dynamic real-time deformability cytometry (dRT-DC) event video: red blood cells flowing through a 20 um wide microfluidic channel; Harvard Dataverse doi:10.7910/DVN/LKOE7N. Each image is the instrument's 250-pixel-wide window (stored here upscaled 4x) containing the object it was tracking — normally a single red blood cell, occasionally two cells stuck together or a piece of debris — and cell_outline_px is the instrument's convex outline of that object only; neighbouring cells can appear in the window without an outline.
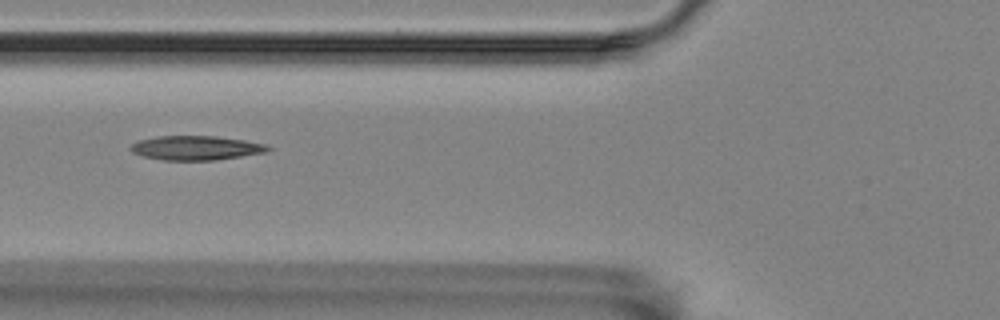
{"species": "Egyptian fruit bat (a non-hibernating species)", "species_latin": "Rousettus aegyptiacus", "temperature_condition": "room temperature", "stored_images_in_passage": 5, "camera_frame_rate_fps": 3000, "um_per_image_px": 0.085, "animal": {"sex": "female"}, "frame": {"image": 1, "passage_image": 2, "time_ms": 0.333, "image_size_px": [1000, 320], "cell_outline_px": [[272, 148], [268, 152], [216, 160], [164, 160], [144, 156], [132, 152], [132, 144], [140, 140], [156, 136], [216, 136], [244, 140], [264, 144]], "centroid_in_image_um": [16.7, 12.57], "position_along_channel_um": 109.1, "area_um2": 19.25}}
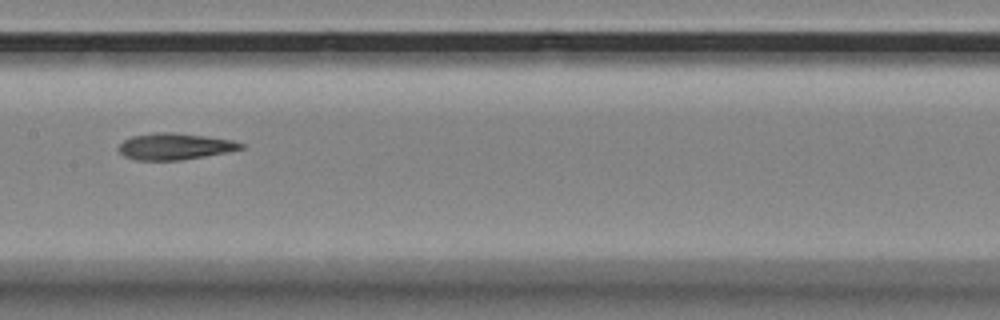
{"frame": {"image": 2, "passage_image": 4, "time_ms": 1.0, "image_size_px": [1000, 320], "cell_outline_px": [[244, 148], [204, 156], [180, 160], [136, 160], [124, 156], [116, 148], [124, 140], [132, 136], [156, 132], [172, 132], [204, 136], [232, 140], [244, 144]], "centroid_in_image_um": [14.8, 12.44], "position_along_channel_um": 192.6, "area_um2": 18.67}}
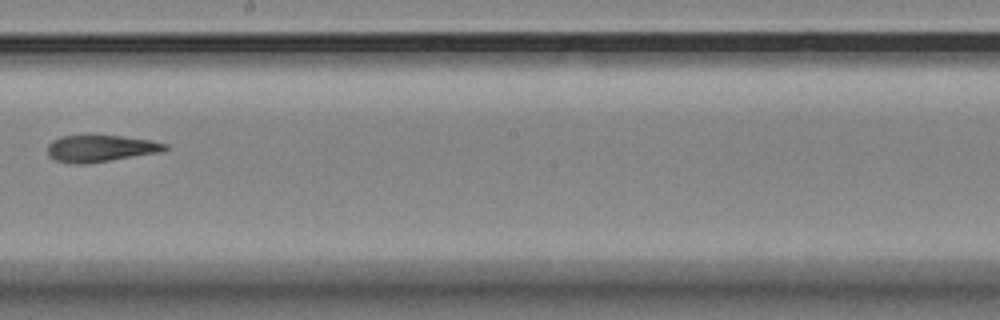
{"frame": {"image": 3, "passage_image": 5, "time_ms": 1.333, "image_size_px": [1000, 320], "cell_outline_px": [[168, 148], [160, 152], [84, 164], [72, 164], [56, 160], [48, 156], [48, 144], [52, 140], [60, 136], [88, 132], [92, 132], [152, 140], [168, 144]], "centroid_in_image_um": [8.49, 12.56], "position_along_channel_um": 239.7, "area_um2": 19.13}}